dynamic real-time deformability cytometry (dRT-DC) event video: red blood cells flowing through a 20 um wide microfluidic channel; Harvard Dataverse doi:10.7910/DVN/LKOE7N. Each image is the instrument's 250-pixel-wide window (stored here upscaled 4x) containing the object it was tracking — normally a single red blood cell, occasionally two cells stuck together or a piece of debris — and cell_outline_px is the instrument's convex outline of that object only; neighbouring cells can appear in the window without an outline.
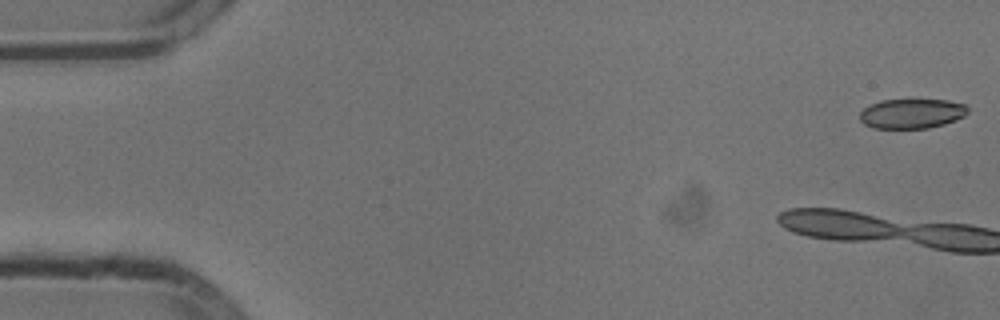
{"species": "common noctule bat (a hibernating species)", "species_latin": "Nyctalus noctula", "temperature_condition": "cold", "stored_images_in_passage": 9, "camera_frame_rate_fps": 3000, "um_per_image_px": 0.085, "animal": {"sex": "male", "body_mass_g": 13.3}, "frame": {"image": 1, "passage_image": 1, "time_ms": 0.0, "image_size_px": [1000, 320], "cell_outline_px": [[968, 112], [964, 116], [956, 120], [944, 124], [928, 128], [872, 128], [864, 124], [860, 120], [860, 112], [864, 108], [880, 100], [948, 100], [964, 104], [968, 108]], "centroid_in_image_um": [77.5, 9.66], "position_along_channel_um": 7.5, "area_um2": 18.67}}